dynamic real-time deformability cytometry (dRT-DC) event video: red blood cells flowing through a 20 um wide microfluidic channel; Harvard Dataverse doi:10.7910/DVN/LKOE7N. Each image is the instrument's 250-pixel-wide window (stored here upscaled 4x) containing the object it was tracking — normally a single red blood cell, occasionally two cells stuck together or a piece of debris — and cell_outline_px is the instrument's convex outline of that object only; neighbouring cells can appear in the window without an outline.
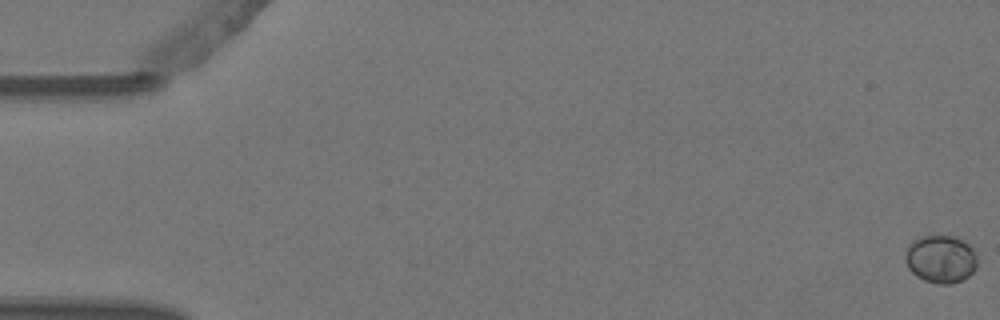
{"species": "Egyptian fruit bat (a non-hibernating species)", "species_latin": "Rousettus aegyptiacus", "temperature_condition": "warm", "stored_images_in_passage": 7, "camera_frame_rate_fps": 3000, "um_per_image_px": 0.085, "animal": {"sex": "female"}, "frame": {"image": 1, "passage_image": 1, "time_ms": 0.0, "image_size_px": [1000, 320], "cell_outline_px": [[976, 268], [964, 280], [948, 284], [936, 284], [924, 280], [916, 276], [908, 268], [904, 260], [904, 256], [908, 248], [916, 240], [924, 236], [956, 236], [964, 240], [972, 248], [976, 256]], "centroid_in_image_um": [79.97, 22.04], "position_along_channel_um": 5.0, "area_um2": 20.0}}